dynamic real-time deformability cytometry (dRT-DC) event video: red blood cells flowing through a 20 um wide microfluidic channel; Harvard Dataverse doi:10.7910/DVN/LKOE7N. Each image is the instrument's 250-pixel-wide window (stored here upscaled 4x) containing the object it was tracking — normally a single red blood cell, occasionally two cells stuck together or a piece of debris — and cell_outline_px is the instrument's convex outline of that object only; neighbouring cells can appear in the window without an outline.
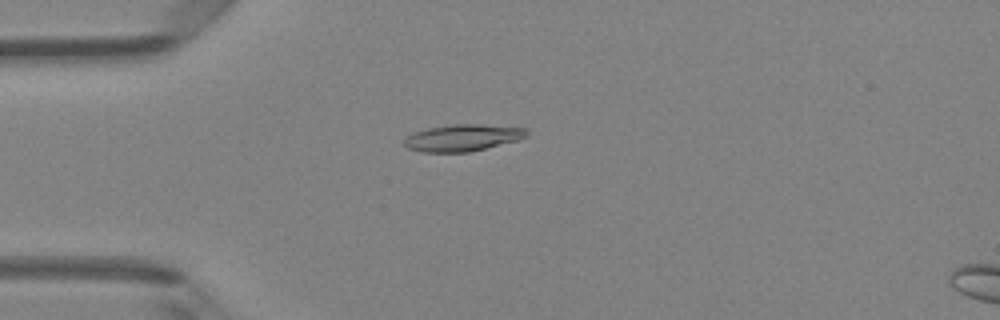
{"species": "Egyptian fruit bat (a non-hibernating species)", "species_latin": "Rousettus aegyptiacus", "temperature_condition": "room temperature", "stored_images_in_passage": 49, "camera_frame_rate_fps": 3000, "um_per_image_px": 0.085, "animal": {"sex": "female"}, "frame": {"image": 1, "passage_image": 13, "time_ms": 4.0, "image_size_px": [1000, 320], "cell_outline_px": [[528, 136], [520, 140], [468, 152], [420, 152], [408, 148], [404, 144], [404, 140], [408, 136], [416, 132], [428, 128], [452, 124], [480, 124], [524, 128], [528, 132]], "centroid_in_image_um": [39.35, 11.71], "position_along_channel_um": 45.7, "area_um2": 19.02}}
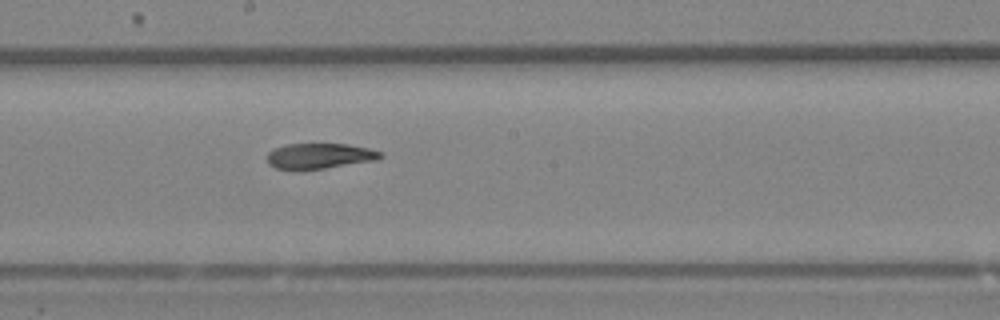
{"frame": {"image": 2, "passage_image": 27, "time_ms": 8.667, "image_size_px": [1000, 320], "cell_outline_px": [[384, 156], [376, 160], [300, 172], [296, 172], [276, 168], [268, 164], [268, 152], [284, 144], [348, 144], [368, 148], [384, 152]], "centroid_in_image_um": [27.15, 13.28], "position_along_channel_um": 221.1, "area_um2": 17.28}}
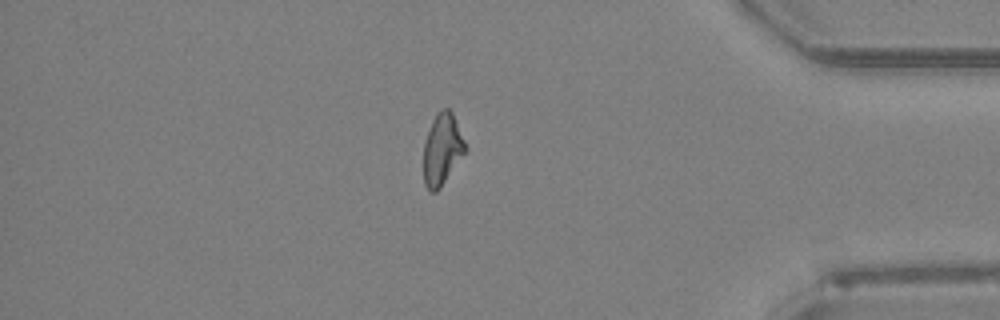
{"frame": {"image": 3, "passage_image": 42, "time_ms": 13.667, "image_size_px": [1000, 320], "cell_outline_px": [[468, 148], [440, 188], [436, 192], [428, 192], [424, 184], [424, 144], [432, 120], [436, 112], [440, 108], [448, 108], [452, 112]], "centroid_in_image_um": [37.58, 12.69], "position_along_channel_um": 397.6, "area_um2": 17.4}, "authors_computed_cell_mechanics": {"area_um2": 18.0914, "velocity_mm_per_s": 4.1527, "shape_relaxation_time_tau1_ms": null, "shape_relaxation_time_tau2_ms": 3.2033, "deformation_change_tau1": null, "deformation_change_tau2": 0.0887}}